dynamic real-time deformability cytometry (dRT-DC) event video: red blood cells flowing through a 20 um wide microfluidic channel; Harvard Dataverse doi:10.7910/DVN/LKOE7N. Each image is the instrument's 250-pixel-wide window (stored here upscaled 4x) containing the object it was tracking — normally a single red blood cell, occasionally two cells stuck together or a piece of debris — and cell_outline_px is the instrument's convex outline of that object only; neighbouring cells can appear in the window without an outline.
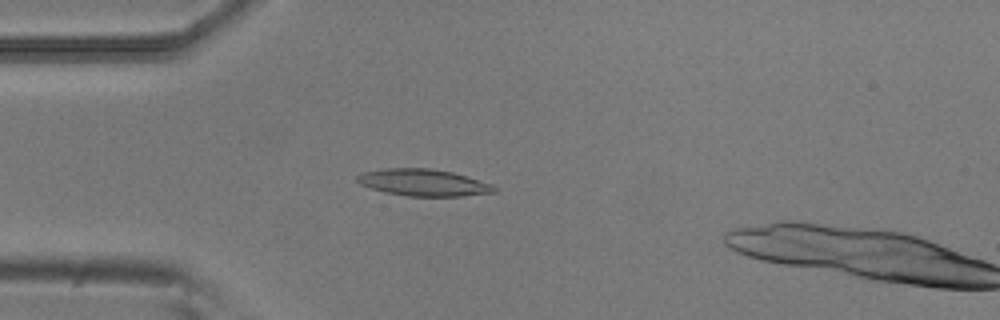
{"species": "common noctule bat (a hibernating species)", "species_latin": "Nyctalus noctula", "temperature_condition": "room temperature", "stored_images_in_passage": 15, "camera_frame_rate_fps": 3000, "um_per_image_px": 0.085, "animal": {"sex": "male", "body_mass_g": 20.5, "forearm_length_mm": 52.5}, "frame": {"image": 1, "passage_image": 13, "time_ms": 4.0, "image_size_px": [1000, 320], "cell_outline_px": [[496, 192], [460, 196], [408, 196], [384, 192], [360, 184], [356, 180], [356, 176], [364, 172], [384, 168], [428, 168], [452, 172], [492, 184], [496, 188]], "centroid_in_image_um": [35.97, 15.52], "position_along_channel_um": 49.0, "area_um2": 21.27}}